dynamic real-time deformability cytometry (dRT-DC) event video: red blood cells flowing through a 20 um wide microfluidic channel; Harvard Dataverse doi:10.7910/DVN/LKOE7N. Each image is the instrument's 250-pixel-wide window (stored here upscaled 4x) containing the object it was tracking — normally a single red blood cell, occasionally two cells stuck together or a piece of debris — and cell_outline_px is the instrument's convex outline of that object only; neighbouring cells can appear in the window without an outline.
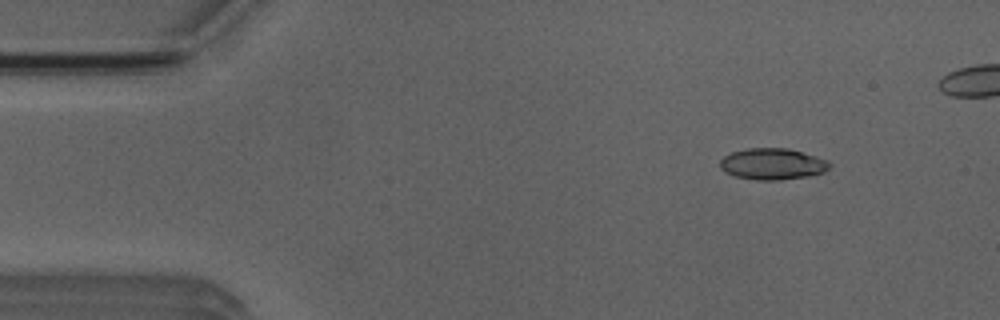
{"species": "Egyptian fruit bat (a non-hibernating species)", "species_latin": "Rousettus aegyptiacus", "temperature_condition": "room temperature", "stored_images_in_passage": 42, "camera_frame_rate_fps": 3000, "um_per_image_px": 0.085, "animal": {"sex": "male"}, "frame": {"image": 1, "passage_image": 1, "time_ms": 0.0, "image_size_px": [1000, 320], "cell_outline_px": [[832, 164], [824, 172], [808, 176], [780, 180], [756, 180], [736, 176], [724, 172], [720, 168], [720, 160], [724, 156], [732, 152], [748, 148], [788, 148], [828, 160]], "centroid_in_image_um": [65.65, 13.94], "position_along_channel_um": 19.3, "area_um2": 20.0}}
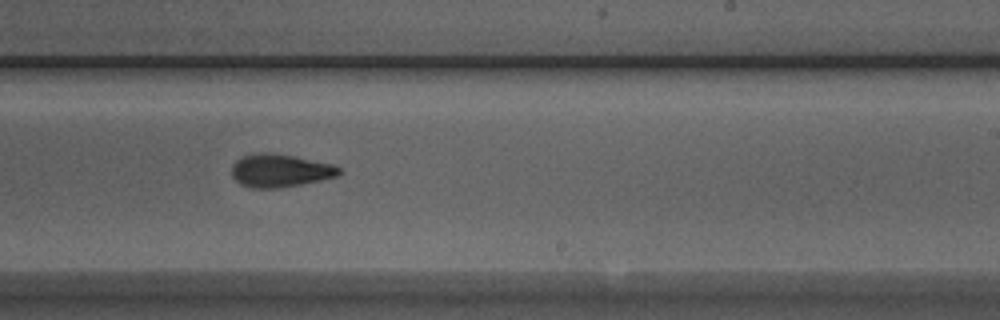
{"frame": {"image": 2, "passage_image": 26, "time_ms": 8.333, "image_size_px": [1000, 320], "cell_outline_px": [[340, 172], [336, 176], [320, 180], [300, 184], [276, 188], [252, 188], [240, 184], [232, 176], [232, 164], [240, 156], [264, 152], [268, 152], [292, 156], [332, 164], [340, 168]], "centroid_in_image_um": [23.75, 14.5], "position_along_channel_um": 265.3, "area_um2": 20.4}}
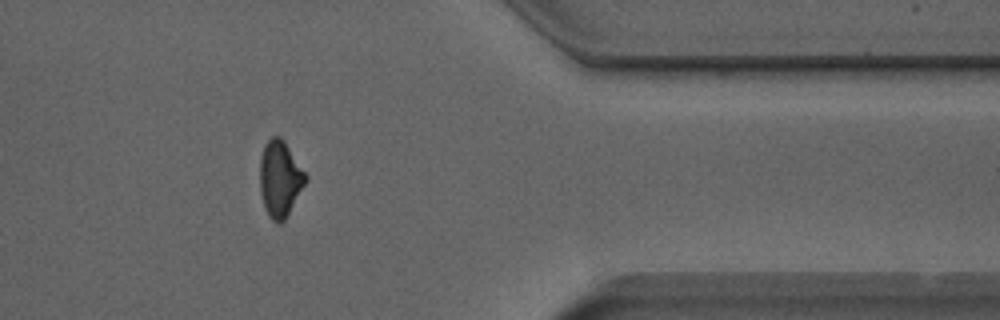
{"frame": {"image": 3, "passage_image": 37, "time_ms": 12.0, "image_size_px": [1000, 320], "cell_outline_px": [[308, 180], [284, 220], [280, 224], [276, 224], [268, 216], [264, 208], [260, 192], [260, 156], [264, 144], [272, 136], [280, 136], [284, 140], [308, 176]], "centroid_in_image_um": [23.79, 15.2], "position_along_channel_um": 387.6, "area_um2": 20.52}, "authors_computed_cell_mechanics": {"area_um2": 20.3167, "velocity_mm_per_s": 3.9315, "shape_relaxation_time_tau1_ms": 4.4351, "shape_relaxation_time_tau2_ms": 2.1577, "deformation_change_tau1": 0.176, "deformation_change_tau2": 0.1023}}